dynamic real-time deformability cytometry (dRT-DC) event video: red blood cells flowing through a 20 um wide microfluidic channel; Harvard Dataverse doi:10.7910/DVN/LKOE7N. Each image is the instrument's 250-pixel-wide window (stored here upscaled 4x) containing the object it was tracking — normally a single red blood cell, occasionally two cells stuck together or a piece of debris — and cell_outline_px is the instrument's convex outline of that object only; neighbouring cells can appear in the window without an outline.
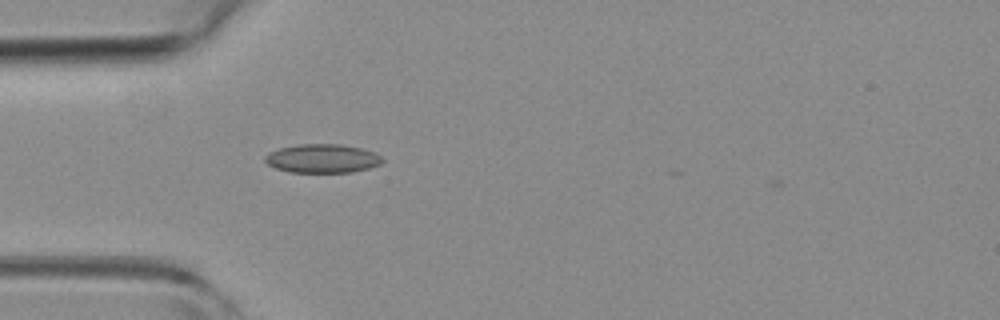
{"species": "common noctule bat (a hibernating species)", "species_latin": "Nyctalus noctula", "temperature_condition": "room temperature", "stored_images_in_passage": 30, "camera_frame_rate_fps": 3000, "um_per_image_px": 0.085, "animal": {"sex": "female", "body_mass_g": 19.3, "forearm_length_mm": 54.1}, "frame": {"image": 1, "passage_image": 1, "time_ms": 0.0, "image_size_px": [1000, 320], "cell_outline_px": [[384, 160], [380, 164], [368, 168], [352, 172], [288, 172], [276, 168], [268, 164], [264, 160], [264, 156], [268, 152], [280, 148], [296, 144], [340, 144], [360, 148], [376, 152]], "centroid_in_image_um": [27.38, 13.46], "position_along_channel_um": 57.6, "area_um2": 19.71}}
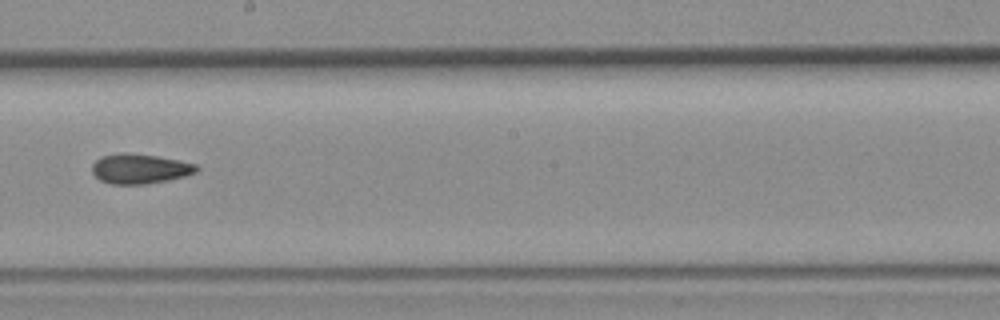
{"frame": {"image": 2, "passage_image": 14, "time_ms": 4.333, "image_size_px": [1000, 320], "cell_outline_px": [[200, 168], [196, 172], [184, 176], [168, 180], [144, 184], [112, 184], [100, 180], [92, 172], [92, 164], [100, 156], [124, 152], [156, 156], [196, 164]], "centroid_in_image_um": [11.86, 14.34], "position_along_channel_um": 236.3, "area_um2": 18.03}}
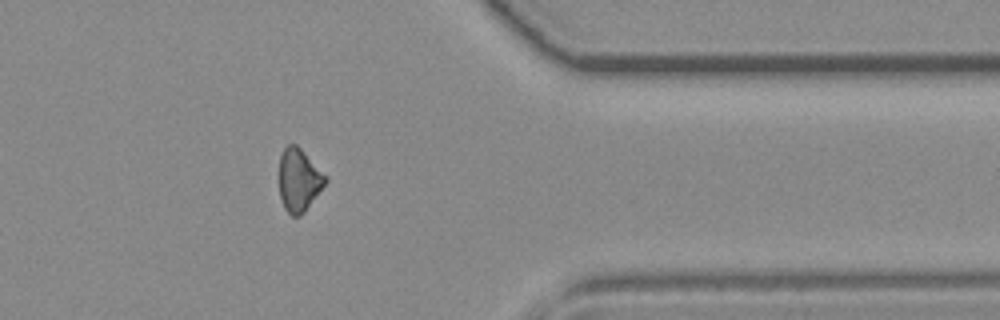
{"frame": {"image": 3, "passage_image": 26, "time_ms": 8.333, "image_size_px": [1000, 320], "cell_outline_px": [[328, 180], [304, 212], [300, 216], [292, 216], [284, 208], [280, 196], [280, 156], [284, 148], [288, 144], [296, 144], [328, 176]], "centroid_in_image_um": [25.42, 15.29], "position_along_channel_um": 386.0, "area_um2": 16.82}, "authors_computed_cell_mechanics": {"area_um2": 17.8313, "velocity_mm_per_s": 4.192, "shape_relaxation_time_tau1_ms": null, "shape_relaxation_time_tau2_ms": 4.9934, "deformation_change_tau1": null, "deformation_change_tau2": 0.1132}}